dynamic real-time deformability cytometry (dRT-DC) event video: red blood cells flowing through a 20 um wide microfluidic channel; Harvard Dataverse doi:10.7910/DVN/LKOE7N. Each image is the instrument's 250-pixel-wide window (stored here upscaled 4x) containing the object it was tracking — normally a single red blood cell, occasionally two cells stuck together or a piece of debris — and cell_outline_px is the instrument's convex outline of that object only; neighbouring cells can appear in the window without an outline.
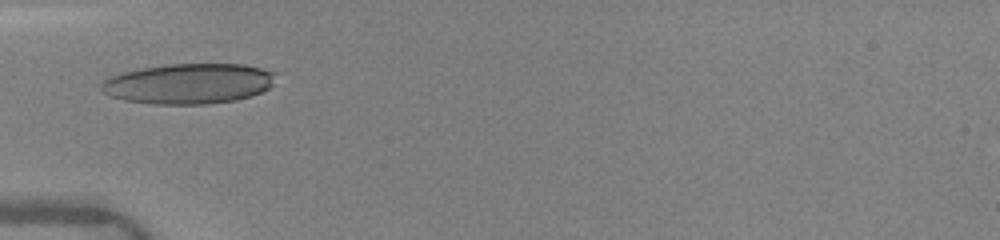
{"species": "human", "species_latin": "Homo sapiens", "temperature_condition": "warm", "stored_images_in_passage": 7, "camera_frame_rate_fps": 3000, "um_per_image_px": 0.085, "donor": {"sex": "female"}, "frame": {"image": 1, "passage_image": 1, "time_ms": 0.0, "image_size_px": [1000, 240], "cell_outline_px": [[276, 72], [272, 84], [268, 88], [260, 92], [236, 100], [208, 104], [156, 104], [124, 100], [112, 96], [104, 92], [100, 88], [100, 84], [104, 80], [120, 72], [140, 68], [164, 64], [244, 64]], "centroid_in_image_um": [16.02, 7.1], "position_along_channel_um": 69.0, "area_um2": 40.98}}
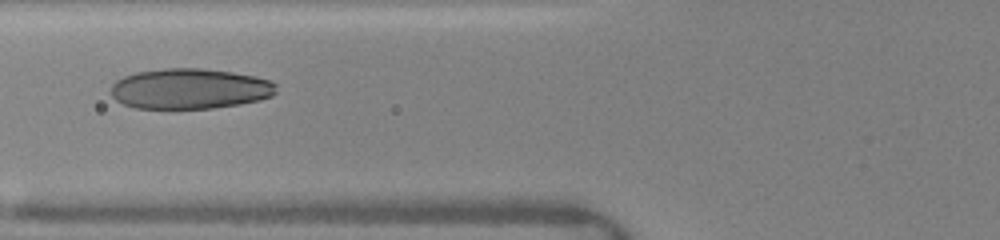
{"frame": {"image": 2, "passage_image": 6, "time_ms": 1.0, "image_size_px": [1000, 240], "cell_outline_px": [[276, 92], [272, 96], [260, 100], [240, 104], [212, 108], [136, 108], [124, 104], [116, 100], [112, 96], [112, 84], [116, 80], [124, 76], [136, 72], [164, 68], [200, 68], [232, 72], [252, 76], [268, 80], [276, 84]], "centroid_in_image_um": [16.13, 7.54], "position_along_channel_um": 109.7, "area_um2": 38.84}}